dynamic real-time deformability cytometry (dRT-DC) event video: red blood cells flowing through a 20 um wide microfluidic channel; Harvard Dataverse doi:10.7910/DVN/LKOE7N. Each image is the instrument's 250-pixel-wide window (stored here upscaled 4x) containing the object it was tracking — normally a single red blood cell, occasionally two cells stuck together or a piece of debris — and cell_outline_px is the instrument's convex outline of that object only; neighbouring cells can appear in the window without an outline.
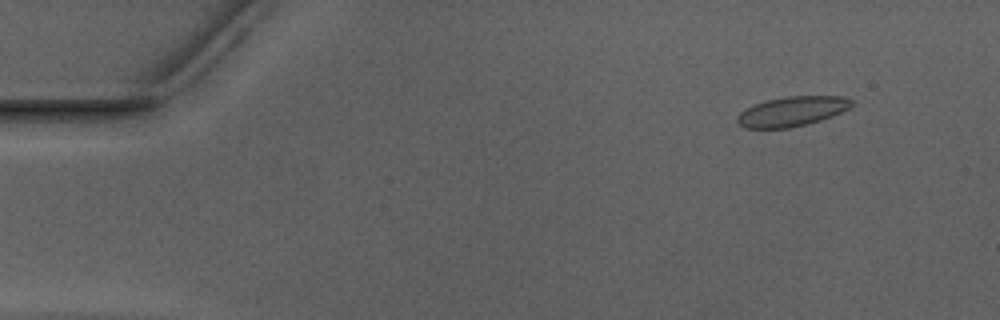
{"species": "Egyptian fruit bat (a non-hibernating species)", "species_latin": "Rousettus aegyptiacus", "temperature_condition": "warm", "stored_images_in_passage": 51, "camera_frame_rate_fps": 3000, "um_per_image_px": 0.085, "animal": {"sex": "male"}, "frame": {"image": 1, "passage_image": 4, "time_ms": 1.0, "image_size_px": [1000, 320], "cell_outline_px": [[852, 104], [848, 108], [832, 116], [808, 124], [788, 128], [744, 128], [736, 124], [736, 116], [740, 112], [756, 104], [768, 100], [788, 96], [844, 96], [852, 100]], "centroid_in_image_um": [67.29, 9.48], "position_along_channel_um": 17.7, "area_um2": 19.71}}
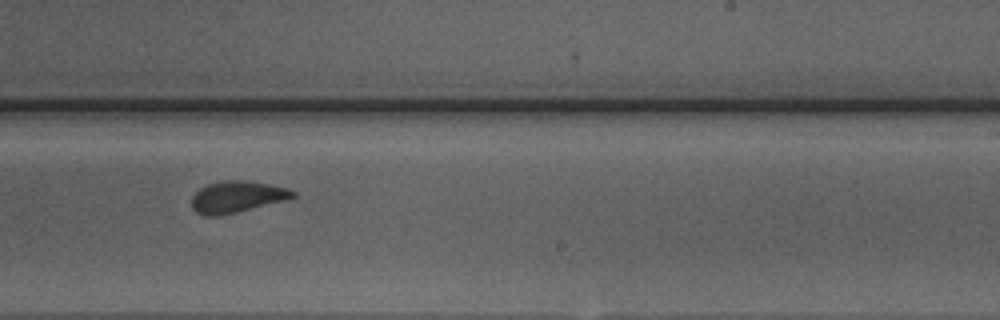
{"frame": {"image": 2, "passage_image": 31, "time_ms": 10.0, "image_size_px": [1000, 320], "cell_outline_px": [[296, 196], [288, 200], [220, 216], [204, 216], [196, 212], [192, 208], [192, 196], [200, 188], [208, 184], [224, 180], [240, 180], [268, 184], [288, 188], [296, 192]], "centroid_in_image_um": [20.15, 16.74], "position_along_channel_um": 268.8, "area_um2": 18.67}}
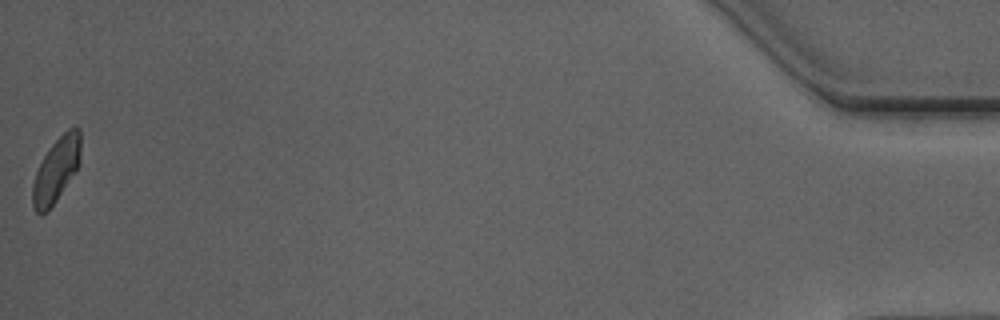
{"frame": {"image": 3, "passage_image": 51, "time_ms": 16.667, "image_size_px": [1000, 320], "cell_outline_px": [[80, 160], [76, 168], [56, 200], [48, 212], [40, 216], [36, 212], [32, 204], [32, 184], [36, 172], [44, 156], [52, 144], [68, 128], [80, 128]], "centroid_in_image_um": [4.75, 14.47], "position_along_channel_um": 430.5, "area_um2": 17.69}, "authors_computed_cell_mechanics": {"area_um2": 19.074, "velocity_mm_per_s": 3.9328, "shape_relaxation_time_tau1_ms": 6.1985, "shape_relaxation_time_tau2_ms": null, "deformation_change_tau1": 0.1309, "deformation_change_tau2": null}}